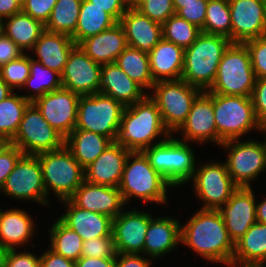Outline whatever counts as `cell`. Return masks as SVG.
I'll return each mask as SVG.
<instances>
[{
    "label": "cell",
    "mask_w": 266,
    "mask_h": 267,
    "mask_svg": "<svg viewBox=\"0 0 266 267\" xmlns=\"http://www.w3.org/2000/svg\"><path fill=\"white\" fill-rule=\"evenodd\" d=\"M152 214L131 209L112 220V236L117 253L144 254L145 234Z\"/></svg>",
    "instance_id": "e0dca14e"
},
{
    "label": "cell",
    "mask_w": 266,
    "mask_h": 267,
    "mask_svg": "<svg viewBox=\"0 0 266 267\" xmlns=\"http://www.w3.org/2000/svg\"><path fill=\"white\" fill-rule=\"evenodd\" d=\"M130 152L125 147L112 142L94 162L84 169L85 181L118 187Z\"/></svg>",
    "instance_id": "7402d4cb"
},
{
    "label": "cell",
    "mask_w": 266,
    "mask_h": 267,
    "mask_svg": "<svg viewBox=\"0 0 266 267\" xmlns=\"http://www.w3.org/2000/svg\"><path fill=\"white\" fill-rule=\"evenodd\" d=\"M30 103L22 95L14 92L0 102V137L8 143L17 133L20 121Z\"/></svg>",
    "instance_id": "74e56055"
},
{
    "label": "cell",
    "mask_w": 266,
    "mask_h": 267,
    "mask_svg": "<svg viewBox=\"0 0 266 267\" xmlns=\"http://www.w3.org/2000/svg\"><path fill=\"white\" fill-rule=\"evenodd\" d=\"M80 95L60 88L37 98L33 103L45 120L66 138L76 127Z\"/></svg>",
    "instance_id": "9a60e30c"
},
{
    "label": "cell",
    "mask_w": 266,
    "mask_h": 267,
    "mask_svg": "<svg viewBox=\"0 0 266 267\" xmlns=\"http://www.w3.org/2000/svg\"><path fill=\"white\" fill-rule=\"evenodd\" d=\"M4 267H40V256L16 249H7Z\"/></svg>",
    "instance_id": "f907efd6"
},
{
    "label": "cell",
    "mask_w": 266,
    "mask_h": 267,
    "mask_svg": "<svg viewBox=\"0 0 266 267\" xmlns=\"http://www.w3.org/2000/svg\"><path fill=\"white\" fill-rule=\"evenodd\" d=\"M0 191L18 201H34L42 206L51 204L45 190L42 166L37 155L23 154Z\"/></svg>",
    "instance_id": "4fadbf2b"
},
{
    "label": "cell",
    "mask_w": 266,
    "mask_h": 267,
    "mask_svg": "<svg viewBox=\"0 0 266 267\" xmlns=\"http://www.w3.org/2000/svg\"><path fill=\"white\" fill-rule=\"evenodd\" d=\"M152 262L141 254L117 253L115 257L116 267H151Z\"/></svg>",
    "instance_id": "db71d44e"
},
{
    "label": "cell",
    "mask_w": 266,
    "mask_h": 267,
    "mask_svg": "<svg viewBox=\"0 0 266 267\" xmlns=\"http://www.w3.org/2000/svg\"><path fill=\"white\" fill-rule=\"evenodd\" d=\"M188 142L174 136L154 144L142 152L151 166L160 173L173 188L191 182L196 169V156ZM188 181V182H187Z\"/></svg>",
    "instance_id": "8992f818"
},
{
    "label": "cell",
    "mask_w": 266,
    "mask_h": 267,
    "mask_svg": "<svg viewBox=\"0 0 266 267\" xmlns=\"http://www.w3.org/2000/svg\"><path fill=\"white\" fill-rule=\"evenodd\" d=\"M213 109L218 146L228 140L240 139L252 130L262 133L251 97L213 93Z\"/></svg>",
    "instance_id": "5b68a950"
},
{
    "label": "cell",
    "mask_w": 266,
    "mask_h": 267,
    "mask_svg": "<svg viewBox=\"0 0 266 267\" xmlns=\"http://www.w3.org/2000/svg\"><path fill=\"white\" fill-rule=\"evenodd\" d=\"M9 143L17 146L24 154L38 155L62 148L65 138L50 126L31 102L24 112L17 133Z\"/></svg>",
    "instance_id": "7c38bea8"
},
{
    "label": "cell",
    "mask_w": 266,
    "mask_h": 267,
    "mask_svg": "<svg viewBox=\"0 0 266 267\" xmlns=\"http://www.w3.org/2000/svg\"><path fill=\"white\" fill-rule=\"evenodd\" d=\"M37 156L42 166L47 196L52 190L60 202L69 200L85 180L84 168L65 145Z\"/></svg>",
    "instance_id": "ba28073f"
},
{
    "label": "cell",
    "mask_w": 266,
    "mask_h": 267,
    "mask_svg": "<svg viewBox=\"0 0 266 267\" xmlns=\"http://www.w3.org/2000/svg\"><path fill=\"white\" fill-rule=\"evenodd\" d=\"M255 74L244 43H231L223 54L210 93L251 97Z\"/></svg>",
    "instance_id": "52a82bcc"
},
{
    "label": "cell",
    "mask_w": 266,
    "mask_h": 267,
    "mask_svg": "<svg viewBox=\"0 0 266 267\" xmlns=\"http://www.w3.org/2000/svg\"><path fill=\"white\" fill-rule=\"evenodd\" d=\"M123 110L120 102L101 92L80 95L75 129L98 133L114 142Z\"/></svg>",
    "instance_id": "30bf717a"
},
{
    "label": "cell",
    "mask_w": 266,
    "mask_h": 267,
    "mask_svg": "<svg viewBox=\"0 0 266 267\" xmlns=\"http://www.w3.org/2000/svg\"><path fill=\"white\" fill-rule=\"evenodd\" d=\"M6 252H7V249L0 245V267L5 266Z\"/></svg>",
    "instance_id": "be15d7a7"
},
{
    "label": "cell",
    "mask_w": 266,
    "mask_h": 267,
    "mask_svg": "<svg viewBox=\"0 0 266 267\" xmlns=\"http://www.w3.org/2000/svg\"><path fill=\"white\" fill-rule=\"evenodd\" d=\"M91 3H94V6H97L107 13H109L117 22H119L122 15L127 10V0H87Z\"/></svg>",
    "instance_id": "f5cc1de1"
},
{
    "label": "cell",
    "mask_w": 266,
    "mask_h": 267,
    "mask_svg": "<svg viewBox=\"0 0 266 267\" xmlns=\"http://www.w3.org/2000/svg\"><path fill=\"white\" fill-rule=\"evenodd\" d=\"M22 11V0H0V22Z\"/></svg>",
    "instance_id": "6f0895ef"
},
{
    "label": "cell",
    "mask_w": 266,
    "mask_h": 267,
    "mask_svg": "<svg viewBox=\"0 0 266 267\" xmlns=\"http://www.w3.org/2000/svg\"><path fill=\"white\" fill-rule=\"evenodd\" d=\"M182 133L185 142L218 144V133L214 119L213 93L202 91L194 100L185 122L176 131ZM196 141V142H195Z\"/></svg>",
    "instance_id": "d6986e66"
},
{
    "label": "cell",
    "mask_w": 266,
    "mask_h": 267,
    "mask_svg": "<svg viewBox=\"0 0 266 267\" xmlns=\"http://www.w3.org/2000/svg\"><path fill=\"white\" fill-rule=\"evenodd\" d=\"M23 51L13 42V40L0 33V67L23 55Z\"/></svg>",
    "instance_id": "816d5d0a"
},
{
    "label": "cell",
    "mask_w": 266,
    "mask_h": 267,
    "mask_svg": "<svg viewBox=\"0 0 266 267\" xmlns=\"http://www.w3.org/2000/svg\"><path fill=\"white\" fill-rule=\"evenodd\" d=\"M228 140L220 147L228 151L225 161L229 175L237 187L251 188V182L266 170V138L257 140Z\"/></svg>",
    "instance_id": "8fae6325"
},
{
    "label": "cell",
    "mask_w": 266,
    "mask_h": 267,
    "mask_svg": "<svg viewBox=\"0 0 266 267\" xmlns=\"http://www.w3.org/2000/svg\"><path fill=\"white\" fill-rule=\"evenodd\" d=\"M171 135L173 134L165 127L156 103L147 94L141 101L124 107L114 142L131 152H137L160 143ZM160 136L163 137L161 140Z\"/></svg>",
    "instance_id": "7a4b0ae2"
},
{
    "label": "cell",
    "mask_w": 266,
    "mask_h": 267,
    "mask_svg": "<svg viewBox=\"0 0 266 267\" xmlns=\"http://www.w3.org/2000/svg\"><path fill=\"white\" fill-rule=\"evenodd\" d=\"M69 200L79 208L101 213L112 219L117 217L125 207L118 187L93 184L85 180Z\"/></svg>",
    "instance_id": "44dd1931"
},
{
    "label": "cell",
    "mask_w": 266,
    "mask_h": 267,
    "mask_svg": "<svg viewBox=\"0 0 266 267\" xmlns=\"http://www.w3.org/2000/svg\"><path fill=\"white\" fill-rule=\"evenodd\" d=\"M75 267H116L115 257L92 258L81 256L75 262Z\"/></svg>",
    "instance_id": "9f6ffc18"
},
{
    "label": "cell",
    "mask_w": 266,
    "mask_h": 267,
    "mask_svg": "<svg viewBox=\"0 0 266 267\" xmlns=\"http://www.w3.org/2000/svg\"><path fill=\"white\" fill-rule=\"evenodd\" d=\"M8 142L0 137V150L7 144Z\"/></svg>",
    "instance_id": "03108f58"
},
{
    "label": "cell",
    "mask_w": 266,
    "mask_h": 267,
    "mask_svg": "<svg viewBox=\"0 0 266 267\" xmlns=\"http://www.w3.org/2000/svg\"><path fill=\"white\" fill-rule=\"evenodd\" d=\"M190 2H199V0H173V3H190Z\"/></svg>",
    "instance_id": "e7e4bbea"
},
{
    "label": "cell",
    "mask_w": 266,
    "mask_h": 267,
    "mask_svg": "<svg viewBox=\"0 0 266 267\" xmlns=\"http://www.w3.org/2000/svg\"><path fill=\"white\" fill-rule=\"evenodd\" d=\"M53 222L49 230L50 246L48 248L66 259L76 262L81 257L83 239L59 218Z\"/></svg>",
    "instance_id": "d590c367"
},
{
    "label": "cell",
    "mask_w": 266,
    "mask_h": 267,
    "mask_svg": "<svg viewBox=\"0 0 266 267\" xmlns=\"http://www.w3.org/2000/svg\"><path fill=\"white\" fill-rule=\"evenodd\" d=\"M181 224L173 216L156 218L153 216L149 221V226L145 234L144 254L147 257L160 258L176 249L181 243Z\"/></svg>",
    "instance_id": "cb8c5ba5"
},
{
    "label": "cell",
    "mask_w": 266,
    "mask_h": 267,
    "mask_svg": "<svg viewBox=\"0 0 266 267\" xmlns=\"http://www.w3.org/2000/svg\"><path fill=\"white\" fill-rule=\"evenodd\" d=\"M23 154L24 153L17 146L11 143H7L0 150V190Z\"/></svg>",
    "instance_id": "c3c4849f"
},
{
    "label": "cell",
    "mask_w": 266,
    "mask_h": 267,
    "mask_svg": "<svg viewBox=\"0 0 266 267\" xmlns=\"http://www.w3.org/2000/svg\"><path fill=\"white\" fill-rule=\"evenodd\" d=\"M113 236L92 238L83 241L81 256L92 258L116 257Z\"/></svg>",
    "instance_id": "7bdbcfd3"
},
{
    "label": "cell",
    "mask_w": 266,
    "mask_h": 267,
    "mask_svg": "<svg viewBox=\"0 0 266 267\" xmlns=\"http://www.w3.org/2000/svg\"><path fill=\"white\" fill-rule=\"evenodd\" d=\"M40 267H75V261L66 259L48 249L40 255Z\"/></svg>",
    "instance_id": "11a10c76"
},
{
    "label": "cell",
    "mask_w": 266,
    "mask_h": 267,
    "mask_svg": "<svg viewBox=\"0 0 266 267\" xmlns=\"http://www.w3.org/2000/svg\"><path fill=\"white\" fill-rule=\"evenodd\" d=\"M20 208L0 213V245L6 249H16L30 242L35 232V221Z\"/></svg>",
    "instance_id": "f546056e"
},
{
    "label": "cell",
    "mask_w": 266,
    "mask_h": 267,
    "mask_svg": "<svg viewBox=\"0 0 266 267\" xmlns=\"http://www.w3.org/2000/svg\"><path fill=\"white\" fill-rule=\"evenodd\" d=\"M251 99L256 118L264 128L266 126V78H256Z\"/></svg>",
    "instance_id": "681fc988"
},
{
    "label": "cell",
    "mask_w": 266,
    "mask_h": 267,
    "mask_svg": "<svg viewBox=\"0 0 266 267\" xmlns=\"http://www.w3.org/2000/svg\"><path fill=\"white\" fill-rule=\"evenodd\" d=\"M151 90L154 95H148L156 103L164 125L171 134H175L185 122L194 100L202 92L183 79L156 82Z\"/></svg>",
    "instance_id": "9c48e42d"
},
{
    "label": "cell",
    "mask_w": 266,
    "mask_h": 267,
    "mask_svg": "<svg viewBox=\"0 0 266 267\" xmlns=\"http://www.w3.org/2000/svg\"><path fill=\"white\" fill-rule=\"evenodd\" d=\"M256 222L266 224V198L256 204Z\"/></svg>",
    "instance_id": "680465c9"
},
{
    "label": "cell",
    "mask_w": 266,
    "mask_h": 267,
    "mask_svg": "<svg viewBox=\"0 0 266 267\" xmlns=\"http://www.w3.org/2000/svg\"><path fill=\"white\" fill-rule=\"evenodd\" d=\"M231 42L244 43L264 36L266 0H228Z\"/></svg>",
    "instance_id": "ffe728a7"
},
{
    "label": "cell",
    "mask_w": 266,
    "mask_h": 267,
    "mask_svg": "<svg viewBox=\"0 0 266 267\" xmlns=\"http://www.w3.org/2000/svg\"><path fill=\"white\" fill-rule=\"evenodd\" d=\"M171 187L173 186L151 166L142 151L129 153L118 185L126 206L132 198L143 200L144 204H167V188Z\"/></svg>",
    "instance_id": "3957f363"
},
{
    "label": "cell",
    "mask_w": 266,
    "mask_h": 267,
    "mask_svg": "<svg viewBox=\"0 0 266 267\" xmlns=\"http://www.w3.org/2000/svg\"><path fill=\"white\" fill-rule=\"evenodd\" d=\"M226 266L228 267H266V264L240 263V262L231 261Z\"/></svg>",
    "instance_id": "94428289"
},
{
    "label": "cell",
    "mask_w": 266,
    "mask_h": 267,
    "mask_svg": "<svg viewBox=\"0 0 266 267\" xmlns=\"http://www.w3.org/2000/svg\"><path fill=\"white\" fill-rule=\"evenodd\" d=\"M128 46L149 54L162 39V24L143 15L137 9L127 8L119 20Z\"/></svg>",
    "instance_id": "603a6c76"
},
{
    "label": "cell",
    "mask_w": 266,
    "mask_h": 267,
    "mask_svg": "<svg viewBox=\"0 0 266 267\" xmlns=\"http://www.w3.org/2000/svg\"><path fill=\"white\" fill-rule=\"evenodd\" d=\"M264 35L266 36V6H265V33Z\"/></svg>",
    "instance_id": "003e7915"
},
{
    "label": "cell",
    "mask_w": 266,
    "mask_h": 267,
    "mask_svg": "<svg viewBox=\"0 0 266 267\" xmlns=\"http://www.w3.org/2000/svg\"><path fill=\"white\" fill-rule=\"evenodd\" d=\"M148 55L155 83L181 79L184 67L183 48L162 38Z\"/></svg>",
    "instance_id": "83f0119b"
},
{
    "label": "cell",
    "mask_w": 266,
    "mask_h": 267,
    "mask_svg": "<svg viewBox=\"0 0 266 267\" xmlns=\"http://www.w3.org/2000/svg\"><path fill=\"white\" fill-rule=\"evenodd\" d=\"M82 0H57L45 30L72 36L78 23Z\"/></svg>",
    "instance_id": "f35d334b"
},
{
    "label": "cell",
    "mask_w": 266,
    "mask_h": 267,
    "mask_svg": "<svg viewBox=\"0 0 266 267\" xmlns=\"http://www.w3.org/2000/svg\"><path fill=\"white\" fill-rule=\"evenodd\" d=\"M115 63L145 91L152 89L155 82L151 75L148 54L127 46L119 54Z\"/></svg>",
    "instance_id": "e575fe53"
},
{
    "label": "cell",
    "mask_w": 266,
    "mask_h": 267,
    "mask_svg": "<svg viewBox=\"0 0 266 267\" xmlns=\"http://www.w3.org/2000/svg\"><path fill=\"white\" fill-rule=\"evenodd\" d=\"M101 93L120 102L124 107L141 101L148 92L132 80L116 63L102 65ZM147 93V94H146Z\"/></svg>",
    "instance_id": "484cf974"
},
{
    "label": "cell",
    "mask_w": 266,
    "mask_h": 267,
    "mask_svg": "<svg viewBox=\"0 0 266 267\" xmlns=\"http://www.w3.org/2000/svg\"><path fill=\"white\" fill-rule=\"evenodd\" d=\"M256 78H266V36L244 42Z\"/></svg>",
    "instance_id": "f6af8a7d"
},
{
    "label": "cell",
    "mask_w": 266,
    "mask_h": 267,
    "mask_svg": "<svg viewBox=\"0 0 266 267\" xmlns=\"http://www.w3.org/2000/svg\"><path fill=\"white\" fill-rule=\"evenodd\" d=\"M201 33L200 28L178 17L176 14L169 17L162 24V38L173 42L184 50L195 42Z\"/></svg>",
    "instance_id": "60d3db41"
},
{
    "label": "cell",
    "mask_w": 266,
    "mask_h": 267,
    "mask_svg": "<svg viewBox=\"0 0 266 267\" xmlns=\"http://www.w3.org/2000/svg\"><path fill=\"white\" fill-rule=\"evenodd\" d=\"M202 33L231 40V14L228 0H208Z\"/></svg>",
    "instance_id": "ab89813d"
},
{
    "label": "cell",
    "mask_w": 266,
    "mask_h": 267,
    "mask_svg": "<svg viewBox=\"0 0 266 267\" xmlns=\"http://www.w3.org/2000/svg\"><path fill=\"white\" fill-rule=\"evenodd\" d=\"M181 243L203 259L228 265L233 258L234 243L217 209H199L181 225Z\"/></svg>",
    "instance_id": "6da1fadb"
},
{
    "label": "cell",
    "mask_w": 266,
    "mask_h": 267,
    "mask_svg": "<svg viewBox=\"0 0 266 267\" xmlns=\"http://www.w3.org/2000/svg\"><path fill=\"white\" fill-rule=\"evenodd\" d=\"M78 46L94 62L104 65L115 63L128 44L123 27L118 22L110 29L82 40Z\"/></svg>",
    "instance_id": "4316f807"
},
{
    "label": "cell",
    "mask_w": 266,
    "mask_h": 267,
    "mask_svg": "<svg viewBox=\"0 0 266 267\" xmlns=\"http://www.w3.org/2000/svg\"><path fill=\"white\" fill-rule=\"evenodd\" d=\"M147 0H127V7L131 9H138Z\"/></svg>",
    "instance_id": "6125c7cd"
},
{
    "label": "cell",
    "mask_w": 266,
    "mask_h": 267,
    "mask_svg": "<svg viewBox=\"0 0 266 267\" xmlns=\"http://www.w3.org/2000/svg\"><path fill=\"white\" fill-rule=\"evenodd\" d=\"M213 161L198 163L200 166L196 167L191 179L194 195L203 201L201 209H218L238 188L229 175L226 163Z\"/></svg>",
    "instance_id": "5bb4252c"
},
{
    "label": "cell",
    "mask_w": 266,
    "mask_h": 267,
    "mask_svg": "<svg viewBox=\"0 0 266 267\" xmlns=\"http://www.w3.org/2000/svg\"><path fill=\"white\" fill-rule=\"evenodd\" d=\"M75 46L76 43L71 36L62 33H51L45 30L31 50L34 51V55L38 58H32L39 61L46 68L62 74L68 56Z\"/></svg>",
    "instance_id": "f1b7e54d"
},
{
    "label": "cell",
    "mask_w": 266,
    "mask_h": 267,
    "mask_svg": "<svg viewBox=\"0 0 266 267\" xmlns=\"http://www.w3.org/2000/svg\"><path fill=\"white\" fill-rule=\"evenodd\" d=\"M112 142L104 135L81 129H74L65 138V146L84 169L94 162Z\"/></svg>",
    "instance_id": "4dcf8cb0"
},
{
    "label": "cell",
    "mask_w": 266,
    "mask_h": 267,
    "mask_svg": "<svg viewBox=\"0 0 266 267\" xmlns=\"http://www.w3.org/2000/svg\"><path fill=\"white\" fill-rule=\"evenodd\" d=\"M30 76V56L24 53L19 58L0 67L1 79L14 91L21 89Z\"/></svg>",
    "instance_id": "b9f144b4"
},
{
    "label": "cell",
    "mask_w": 266,
    "mask_h": 267,
    "mask_svg": "<svg viewBox=\"0 0 266 267\" xmlns=\"http://www.w3.org/2000/svg\"><path fill=\"white\" fill-rule=\"evenodd\" d=\"M66 206V211L59 219L69 228L77 232L83 241L112 236V218L88 211L75 206L70 200L61 201Z\"/></svg>",
    "instance_id": "d4e9b609"
},
{
    "label": "cell",
    "mask_w": 266,
    "mask_h": 267,
    "mask_svg": "<svg viewBox=\"0 0 266 267\" xmlns=\"http://www.w3.org/2000/svg\"><path fill=\"white\" fill-rule=\"evenodd\" d=\"M232 261L266 264V224L256 222L234 243Z\"/></svg>",
    "instance_id": "d6a6232c"
},
{
    "label": "cell",
    "mask_w": 266,
    "mask_h": 267,
    "mask_svg": "<svg viewBox=\"0 0 266 267\" xmlns=\"http://www.w3.org/2000/svg\"><path fill=\"white\" fill-rule=\"evenodd\" d=\"M14 91L0 77V102L6 99Z\"/></svg>",
    "instance_id": "91938a15"
},
{
    "label": "cell",
    "mask_w": 266,
    "mask_h": 267,
    "mask_svg": "<svg viewBox=\"0 0 266 267\" xmlns=\"http://www.w3.org/2000/svg\"><path fill=\"white\" fill-rule=\"evenodd\" d=\"M118 23L109 13L82 0L75 33L71 36L78 45L82 40L101 33Z\"/></svg>",
    "instance_id": "836d02e7"
},
{
    "label": "cell",
    "mask_w": 266,
    "mask_h": 267,
    "mask_svg": "<svg viewBox=\"0 0 266 267\" xmlns=\"http://www.w3.org/2000/svg\"><path fill=\"white\" fill-rule=\"evenodd\" d=\"M102 65L94 62L76 45L70 52L61 74L62 88L79 95L100 91Z\"/></svg>",
    "instance_id": "2e32d148"
},
{
    "label": "cell",
    "mask_w": 266,
    "mask_h": 267,
    "mask_svg": "<svg viewBox=\"0 0 266 267\" xmlns=\"http://www.w3.org/2000/svg\"><path fill=\"white\" fill-rule=\"evenodd\" d=\"M175 14L185 19L187 22L197 26L201 30L206 18V8L208 0H199V2L173 3Z\"/></svg>",
    "instance_id": "ee69618b"
},
{
    "label": "cell",
    "mask_w": 266,
    "mask_h": 267,
    "mask_svg": "<svg viewBox=\"0 0 266 267\" xmlns=\"http://www.w3.org/2000/svg\"><path fill=\"white\" fill-rule=\"evenodd\" d=\"M6 20V22H5ZM1 32L27 53L45 31V25L22 11L0 22ZM27 50V52H26Z\"/></svg>",
    "instance_id": "1f68e13d"
},
{
    "label": "cell",
    "mask_w": 266,
    "mask_h": 267,
    "mask_svg": "<svg viewBox=\"0 0 266 267\" xmlns=\"http://www.w3.org/2000/svg\"><path fill=\"white\" fill-rule=\"evenodd\" d=\"M28 91L31 89L35 94L22 95L28 101L33 102L37 98L62 88L61 74L57 71L46 68L39 61L30 57V76L22 86Z\"/></svg>",
    "instance_id": "8d00e7d4"
},
{
    "label": "cell",
    "mask_w": 266,
    "mask_h": 267,
    "mask_svg": "<svg viewBox=\"0 0 266 267\" xmlns=\"http://www.w3.org/2000/svg\"><path fill=\"white\" fill-rule=\"evenodd\" d=\"M253 188L238 187L217 211L230 239L235 243L256 223V198Z\"/></svg>",
    "instance_id": "ac0fdd59"
},
{
    "label": "cell",
    "mask_w": 266,
    "mask_h": 267,
    "mask_svg": "<svg viewBox=\"0 0 266 267\" xmlns=\"http://www.w3.org/2000/svg\"><path fill=\"white\" fill-rule=\"evenodd\" d=\"M137 10L160 24L175 15L173 0H147Z\"/></svg>",
    "instance_id": "bcb514c9"
},
{
    "label": "cell",
    "mask_w": 266,
    "mask_h": 267,
    "mask_svg": "<svg viewBox=\"0 0 266 267\" xmlns=\"http://www.w3.org/2000/svg\"><path fill=\"white\" fill-rule=\"evenodd\" d=\"M56 2L57 0H22V12L45 25Z\"/></svg>",
    "instance_id": "7dc6e473"
},
{
    "label": "cell",
    "mask_w": 266,
    "mask_h": 267,
    "mask_svg": "<svg viewBox=\"0 0 266 267\" xmlns=\"http://www.w3.org/2000/svg\"><path fill=\"white\" fill-rule=\"evenodd\" d=\"M262 134L263 135H266V126L263 128V130H262ZM266 138V137H265Z\"/></svg>",
    "instance_id": "a7ac6f4b"
},
{
    "label": "cell",
    "mask_w": 266,
    "mask_h": 267,
    "mask_svg": "<svg viewBox=\"0 0 266 267\" xmlns=\"http://www.w3.org/2000/svg\"><path fill=\"white\" fill-rule=\"evenodd\" d=\"M231 43L227 37L201 33L196 41L184 50L181 79L202 91H207L213 85L221 58Z\"/></svg>",
    "instance_id": "277c9868"
}]
</instances>
